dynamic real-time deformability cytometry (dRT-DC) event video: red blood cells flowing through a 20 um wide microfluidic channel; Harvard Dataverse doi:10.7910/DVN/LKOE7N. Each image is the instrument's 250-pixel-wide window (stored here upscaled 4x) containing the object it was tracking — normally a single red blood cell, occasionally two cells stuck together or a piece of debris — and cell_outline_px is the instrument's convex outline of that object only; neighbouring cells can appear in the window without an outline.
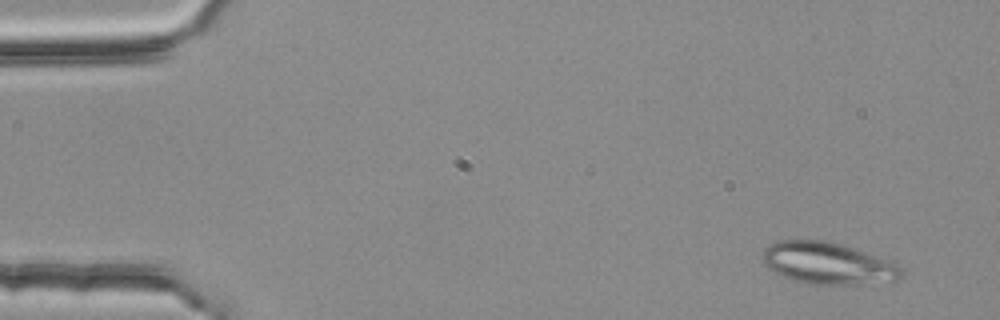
{"species": "common noctule bat (a hibernating species)", "species_latin": "Nyctalus noctula", "temperature_condition": "room temperature", "stored_images_in_passage": 3, "camera_frame_rate_fps": 3000, "um_per_image_px": 0.085, "animal": {"sex": "female", "body_mass_g": 25.1}, "frame": {"image": 1, "passage_image": 1, "time_ms": 0.0, "image_size_px": [1000, 320], "cell_outline_px": [[904, 276], [896, 280], [852, 284], [812, 284], [792, 280], [768, 268], [764, 264], [764, 248], [768, 244], [780, 240], [824, 240], [856, 248], [900, 264], [904, 272]], "centroid_in_image_um": [70.4, 22.37], "position_along_channel_um": 14.6, "area_um2": 33.81}}
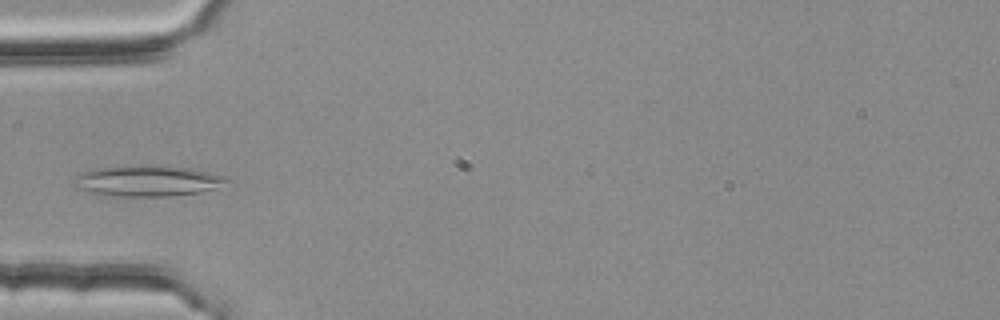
{"frame": {"image": 2, "passage_image": 3, "time_ms": 0.667, "image_size_px": [1000, 320], "cell_outline_px": [[232, 180], [212, 188], [200, 192], [168, 196], [124, 196], [84, 192], [76, 188], [72, 184], [76, 176], [84, 172], [96, 168], [132, 164], [160, 164], [192, 168], [224, 176]], "centroid_in_image_um": [12.49, 15.34], "position_along_channel_um": 72.5, "area_um2": 27.86}}